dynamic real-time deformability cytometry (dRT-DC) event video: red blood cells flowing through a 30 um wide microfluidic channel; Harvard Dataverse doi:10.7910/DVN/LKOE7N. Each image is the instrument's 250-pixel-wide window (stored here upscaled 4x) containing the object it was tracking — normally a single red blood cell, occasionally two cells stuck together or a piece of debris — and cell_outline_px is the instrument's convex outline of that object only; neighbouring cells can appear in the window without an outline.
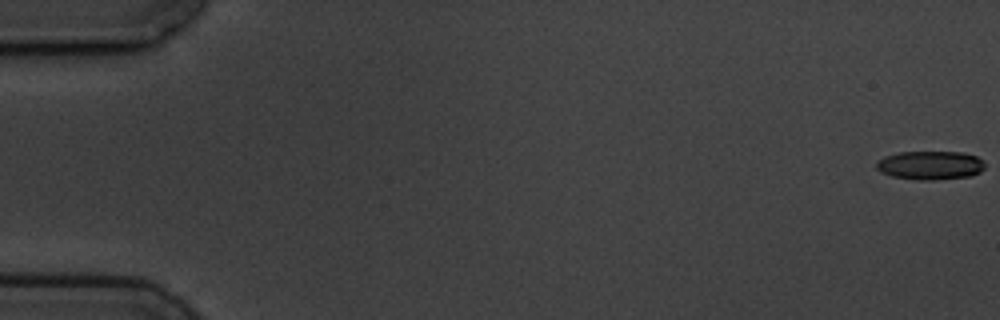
{"species": "common noctule bat (a hibernating species)", "species_latin": "Nyctalus noctula", "temperature_condition": "cold", "stored_images_in_passage": 7, "camera_frame_rate_fps": 3000, "um_per_image_px": 0.085, "animal": {"sex": "male", "body_mass_g": 19.5, "forearm_length_mm": 54.6}, "frame": {"image": 1, "passage_image": 1, "time_ms": 0.0, "image_size_px": [1000, 320], "cell_outline_px": [[984, 168], [980, 172], [972, 176], [932, 180], [916, 180], [892, 176], [880, 172], [876, 168], [876, 164], [884, 156], [900, 152], [964, 152], [976, 156], [984, 160]], "centroid_in_image_um": [79.09, 14.05], "position_along_channel_um": 5.9, "area_um2": 18.26}}